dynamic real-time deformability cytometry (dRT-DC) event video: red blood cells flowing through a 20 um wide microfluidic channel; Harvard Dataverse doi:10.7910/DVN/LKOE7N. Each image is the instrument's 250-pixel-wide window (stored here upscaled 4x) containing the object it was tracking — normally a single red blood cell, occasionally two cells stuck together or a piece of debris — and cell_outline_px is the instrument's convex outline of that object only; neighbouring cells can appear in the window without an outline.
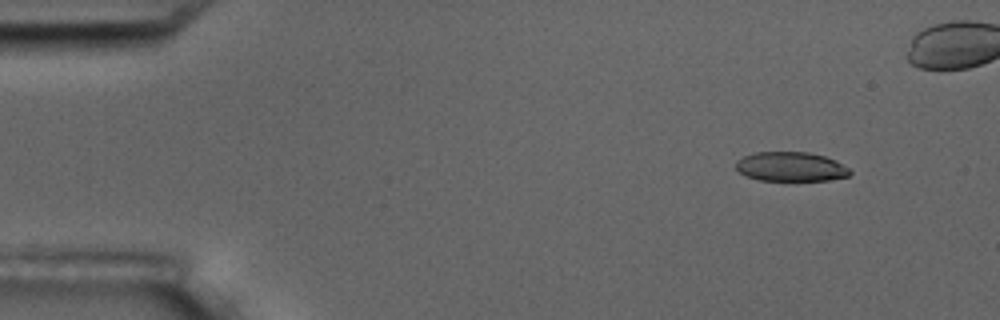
{"species": "common noctule bat (a hibernating species)", "species_latin": "Nyctalus noctula", "temperature_condition": "room temperature", "stored_images_in_passage": 5, "camera_frame_rate_fps": 3000, "um_per_image_px": 0.085, "animal": {"sex": "male", "body_mass_g": 17.5, "forearm_length_mm": 52.3}, "frame": {"image": 1, "passage_image": 1, "time_ms": 0.0, "image_size_px": [1000, 320], "cell_outline_px": [[852, 172], [848, 176], [828, 180], [760, 180], [748, 176], [740, 172], [736, 168], [736, 160], [744, 156], [756, 152], [808, 152], [824, 156], [836, 160], [848, 168]], "centroid_in_image_um": [67.23, 14.16], "position_along_channel_um": 17.8, "area_um2": 19.36}}